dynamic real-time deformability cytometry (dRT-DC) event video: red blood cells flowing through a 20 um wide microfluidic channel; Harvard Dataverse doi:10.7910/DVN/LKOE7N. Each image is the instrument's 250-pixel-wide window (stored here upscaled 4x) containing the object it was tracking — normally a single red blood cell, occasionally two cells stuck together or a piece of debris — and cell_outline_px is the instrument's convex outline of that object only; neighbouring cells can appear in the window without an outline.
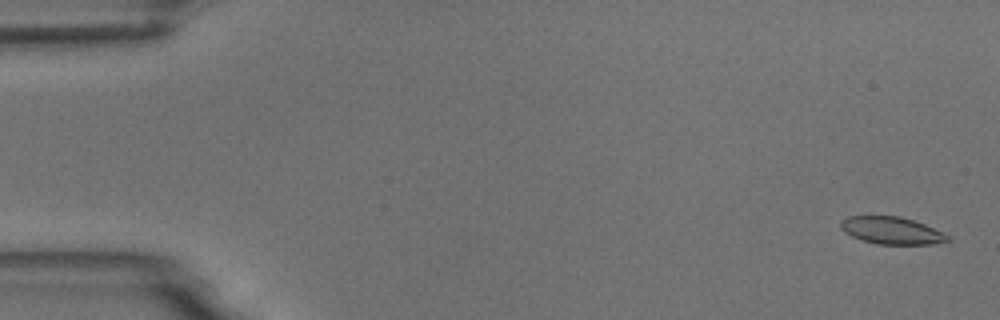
{"species": "common noctule bat (a hibernating species)", "species_latin": "Nyctalus noctula", "temperature_condition": "room temperature", "stored_images_in_passage": 5, "camera_frame_rate_fps": 3000, "um_per_image_px": 0.085, "animal": {"sex": "male", "body_mass_g": 18.8}, "frame": {"image": 1, "passage_image": 1, "time_ms": 0.0, "image_size_px": [1000, 320], "cell_outline_px": [[952, 240], [932, 244], [876, 244], [860, 240], [844, 232], [840, 228], [840, 220], [848, 216], [900, 216], [924, 224], [952, 236]], "centroid_in_image_um": [75.79, 19.6], "position_along_channel_um": 9.2, "area_um2": 17.17}}
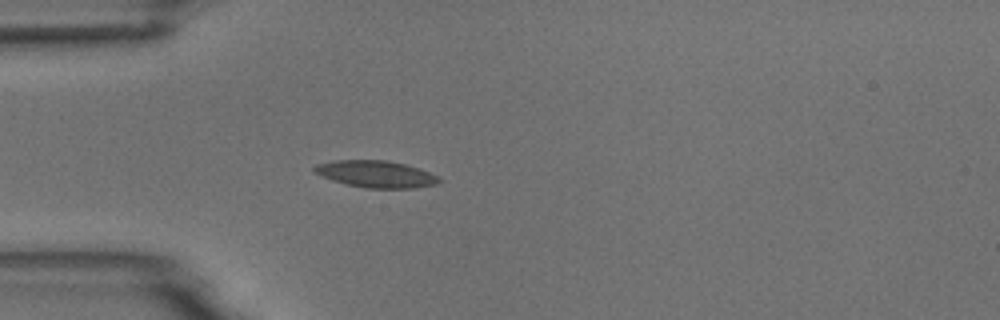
{"frame": {"image": 2, "passage_image": 5, "time_ms": 4.667, "image_size_px": [1000, 320], "cell_outline_px": [[444, 180], [436, 184], [412, 188], [368, 188], [348, 184], [332, 180], [312, 172], [312, 168], [316, 164], [336, 160], [384, 160], [404, 164], [440, 176]], "centroid_in_image_um": [31.95, 14.79], "position_along_channel_um": 53.1, "area_um2": 19.42}}